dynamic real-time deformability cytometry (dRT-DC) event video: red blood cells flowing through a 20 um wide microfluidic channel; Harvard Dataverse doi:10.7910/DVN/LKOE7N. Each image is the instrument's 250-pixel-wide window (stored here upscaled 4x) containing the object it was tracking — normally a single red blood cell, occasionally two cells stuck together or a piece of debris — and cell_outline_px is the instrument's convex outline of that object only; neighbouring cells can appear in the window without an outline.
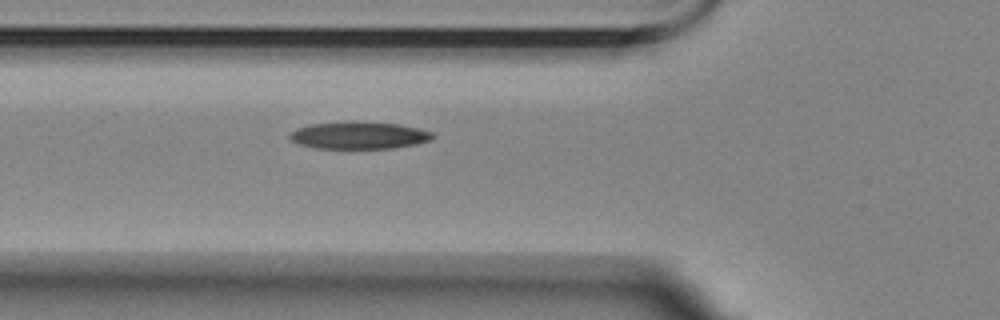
{"species": "Egyptian fruit bat (a non-hibernating species)", "species_latin": "Rousettus aegyptiacus", "temperature_condition": "room temperature", "stored_images_in_passage": 5, "camera_frame_rate_fps": 3000, "um_per_image_px": 0.085, "animal": {"sex": "female"}, "frame": {"image": 1, "passage_image": 5, "time_ms": 5.667, "image_size_px": [1000, 320], "cell_outline_px": [[436, 136], [432, 140], [416, 144], [396, 148], [316, 148], [296, 144], [288, 136], [288, 132], [296, 128], [312, 124], [360, 120], [400, 124], [432, 132]], "centroid_in_image_um": [30.51, 11.49], "position_along_channel_um": 95.3, "area_um2": 23.12}}